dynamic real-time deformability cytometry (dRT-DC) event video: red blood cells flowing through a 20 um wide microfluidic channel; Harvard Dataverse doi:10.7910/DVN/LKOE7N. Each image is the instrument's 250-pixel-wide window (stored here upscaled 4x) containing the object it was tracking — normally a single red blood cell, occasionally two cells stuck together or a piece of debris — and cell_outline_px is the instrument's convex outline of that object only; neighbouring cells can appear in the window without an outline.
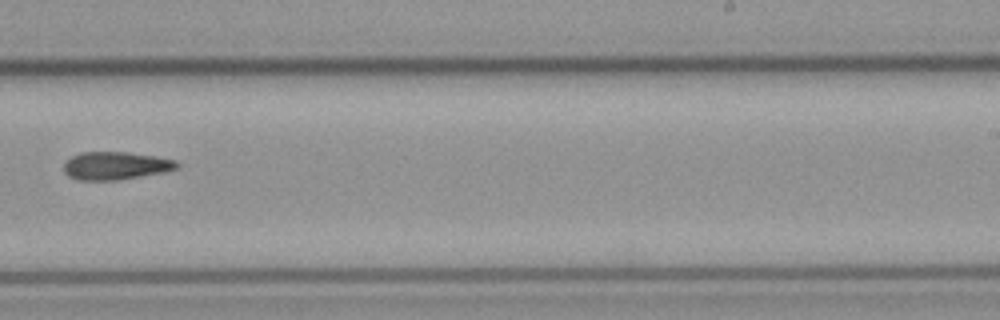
{"species": "common noctule bat (a hibernating species)", "species_latin": "Nyctalus noctula", "temperature_condition": "cold", "stored_images_in_passage": 16, "camera_frame_rate_fps": 3000, "um_per_image_px": 0.085, "animal": {"sex": "male", "body_mass_g": 23.1, "forearm_length_mm": 52.7}, "frame": {"image": 1, "passage_image": 10, "time_ms": 11.667, "image_size_px": [1000, 320], "cell_outline_px": [[180, 168], [140, 176], [116, 180], [80, 180], [68, 176], [64, 172], [64, 164], [72, 156], [80, 152], [128, 152], [156, 156], [176, 160], [180, 164]], "centroid_in_image_um": [9.84, 14.07], "position_along_channel_um": 279.2, "area_um2": 18.32}}
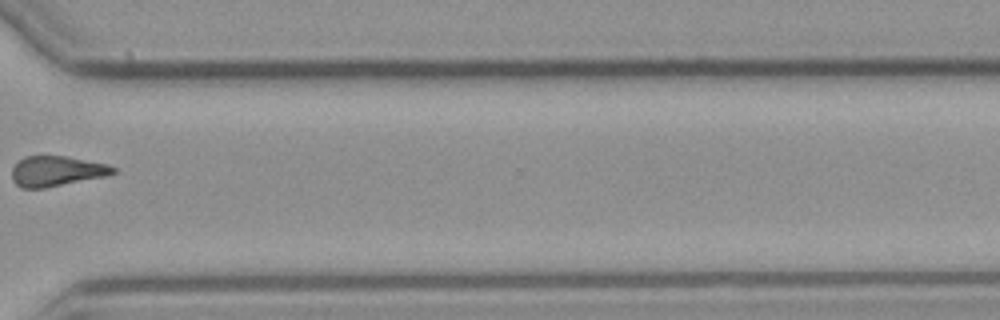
{"frame": {"image": 2, "passage_image": 12, "time_ms": 14.0, "image_size_px": [1000, 320], "cell_outline_px": [[116, 172], [104, 176], [44, 188], [20, 188], [12, 180], [12, 168], [24, 156], [64, 156], [108, 164], [116, 168]], "centroid_in_image_um": [4.78, 14.54], "position_along_channel_um": 365.8, "area_um2": 17.63}}